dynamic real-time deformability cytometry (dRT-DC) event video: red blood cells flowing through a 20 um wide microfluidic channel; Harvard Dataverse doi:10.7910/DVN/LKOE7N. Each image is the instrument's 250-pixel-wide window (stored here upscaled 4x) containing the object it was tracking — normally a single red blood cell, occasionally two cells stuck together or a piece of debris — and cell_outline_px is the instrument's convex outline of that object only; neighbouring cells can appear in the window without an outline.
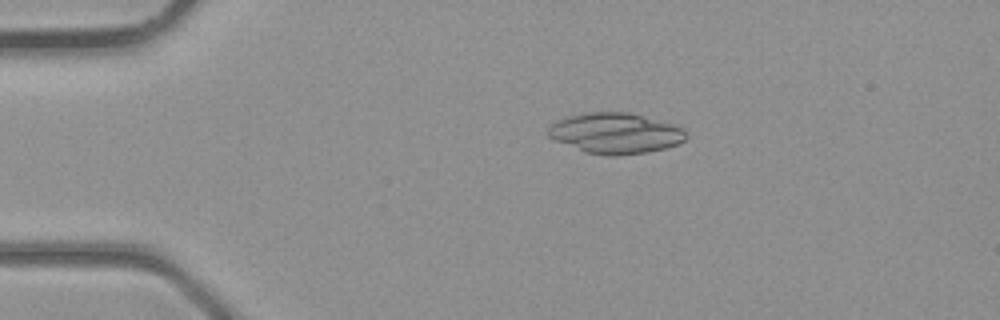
{"species": "common noctule bat (a hibernating species)", "species_latin": "Nyctalus noctula", "temperature_condition": "room temperature", "stored_images_in_passage": 32, "camera_frame_rate_fps": 3000, "um_per_image_px": 0.085, "animal": {"sex": "male", "body_mass_g": 23.1, "forearm_length_mm": 52.7}, "frame": {"image": 1, "passage_image": 1, "time_ms": 0.0, "image_size_px": [1000, 320], "cell_outline_px": [[688, 136], [684, 140], [676, 144], [664, 148], [644, 152], [612, 156], [608, 156], [584, 152], [556, 140], [548, 136], [548, 128], [556, 120], [568, 116], [584, 112], [628, 112], [684, 128]], "centroid_in_image_um": [52.28, 11.32], "position_along_channel_um": 32.7, "area_um2": 32.31}}